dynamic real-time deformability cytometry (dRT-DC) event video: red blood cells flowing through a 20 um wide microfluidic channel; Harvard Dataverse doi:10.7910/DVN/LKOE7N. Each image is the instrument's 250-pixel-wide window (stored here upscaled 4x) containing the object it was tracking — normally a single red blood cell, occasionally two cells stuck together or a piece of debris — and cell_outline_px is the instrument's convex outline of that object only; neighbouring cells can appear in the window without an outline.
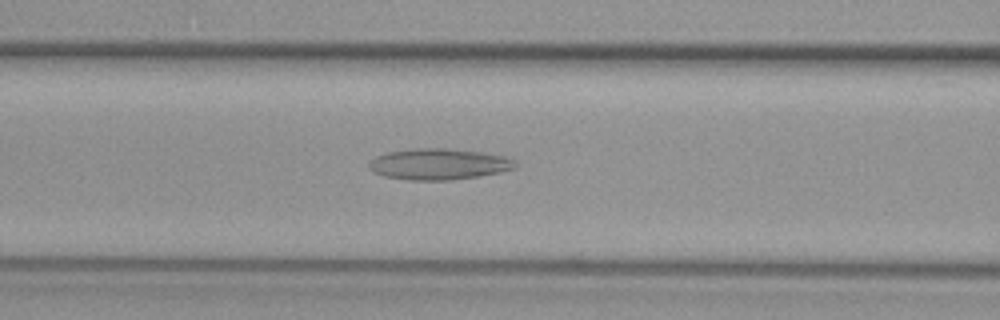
{"species": "common noctule bat (a hibernating species)", "species_latin": "Nyctalus noctula", "temperature_condition": "warm", "stored_images_in_passage": 29, "camera_frame_rate_fps": 3000, "um_per_image_px": 0.085, "animal": {"sex": "female", "body_mass_g": 29.2, "forearm_length_mm": 56.3}, "frame": {"image": 1, "passage_image": 19, "time_ms": 6.0, "image_size_px": [1000, 320], "cell_outline_px": [[516, 168], [500, 172], [480, 176], [452, 180], [408, 180], [384, 176], [372, 172], [368, 168], [368, 160], [376, 156], [388, 152], [416, 148], [448, 148], [484, 152], [504, 156], [516, 160]], "centroid_in_image_um": [37.29, 13.95], "position_along_channel_um": 129.3, "area_um2": 26.88}}
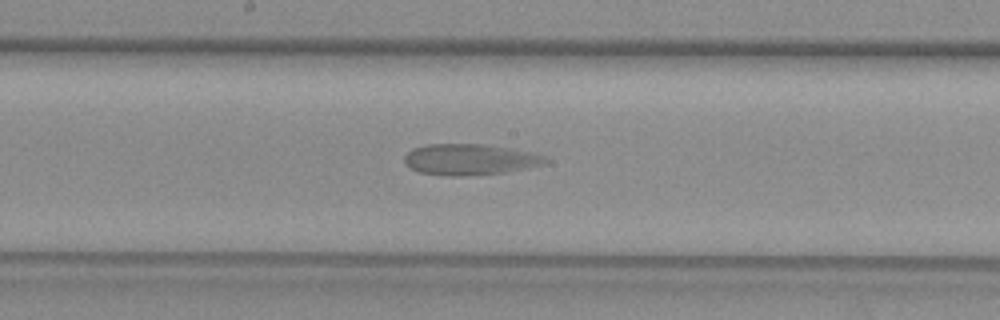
{"frame": {"image": 2, "passage_image": 25, "time_ms": 8.0, "image_size_px": [1000, 320], "cell_outline_px": [[548, 160], [544, 164], [504, 172], [460, 176], [448, 176], [420, 172], [412, 168], [404, 160], [404, 156], [412, 148], [424, 144], [480, 144], [532, 152], [544, 156]], "centroid_in_image_um": [39.9, 13.55], "position_along_channel_um": 208.3, "area_um2": 25.09}}
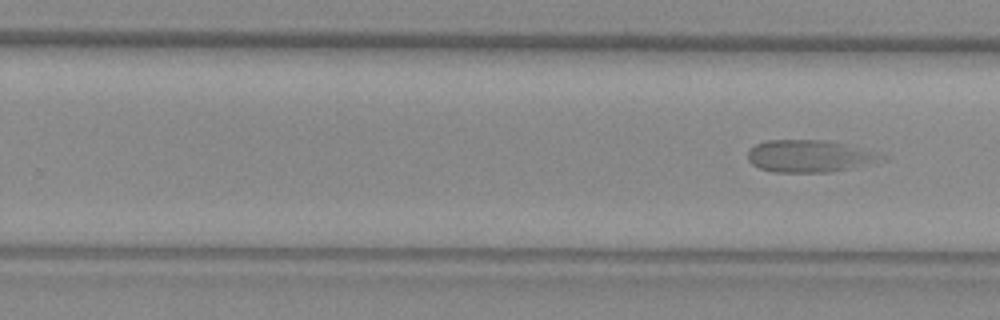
{"frame": {"image": 3, "passage_image": 29, "time_ms": 9.333, "image_size_px": [1000, 320], "cell_outline_px": [[888, 160], [852, 168], [832, 172], [772, 172], [760, 168], [752, 164], [748, 160], [748, 152], [756, 144], [768, 140], [824, 140], [848, 144]], "centroid_in_image_um": [68.75, 13.28], "position_along_channel_um": 261.1, "area_um2": 24.74}}